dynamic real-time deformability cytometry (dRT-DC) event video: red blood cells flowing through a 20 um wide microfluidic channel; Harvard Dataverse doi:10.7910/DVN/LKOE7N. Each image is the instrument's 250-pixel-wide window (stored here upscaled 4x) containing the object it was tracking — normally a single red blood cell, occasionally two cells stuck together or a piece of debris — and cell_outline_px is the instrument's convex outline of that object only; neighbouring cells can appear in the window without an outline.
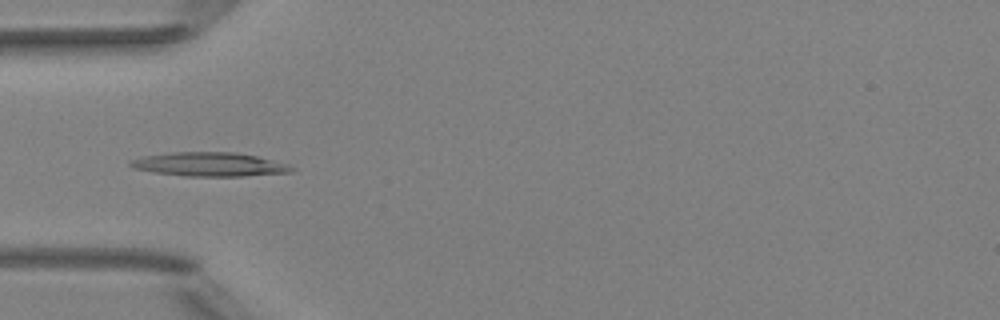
{"species": "Egyptian fruit bat (a non-hibernating species)", "species_latin": "Rousettus aegyptiacus", "temperature_condition": "room temperature", "stored_images_in_passage": 39, "camera_frame_rate_fps": 3000, "um_per_image_px": 0.085, "animal": {"sex": "female"}, "frame": {"image": 1, "passage_image": 4, "time_ms": 1.0, "image_size_px": [1000, 320], "cell_outline_px": [[296, 168], [292, 172], [244, 176], [184, 176], [156, 172], [132, 168], [128, 164], [128, 160], [144, 156], [172, 152], [236, 152], [256, 156], [288, 164]], "centroid_in_image_um": [17.8, 13.97], "position_along_channel_um": 67.2, "area_um2": 22.48}}
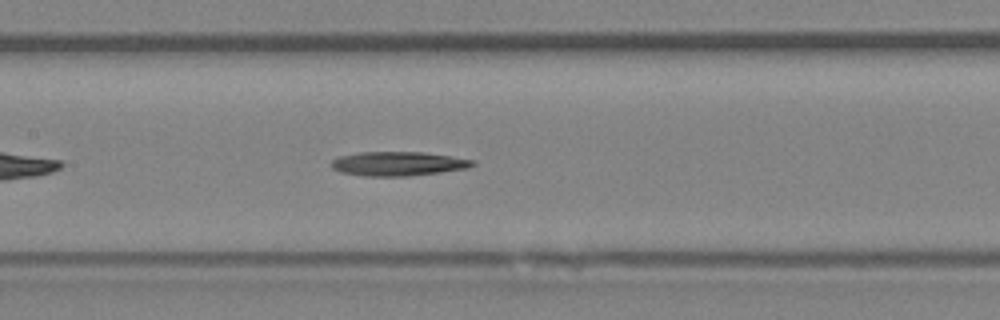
{"frame": {"image": 2, "passage_image": 12, "time_ms": 3.667, "image_size_px": [1000, 320], "cell_outline_px": [[476, 164], [468, 168], [440, 172], [408, 176], [364, 176], [340, 172], [332, 168], [332, 160], [340, 156], [360, 152], [424, 152], [472, 160]], "centroid_in_image_um": [33.81, 13.92], "position_along_channel_um": 173.6, "area_um2": 19.71}}
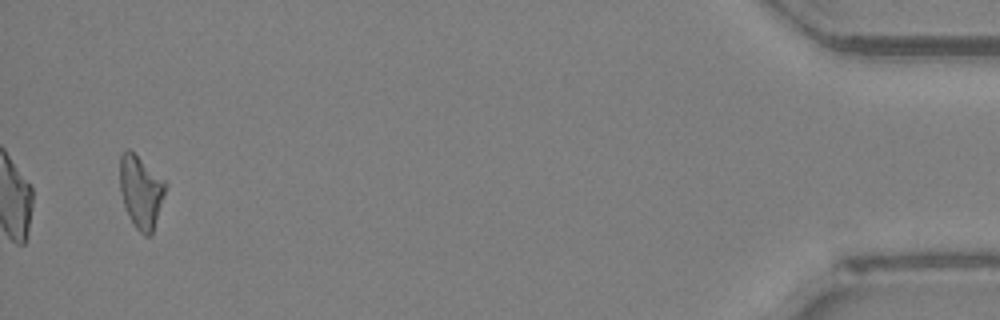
{"frame": {"image": 3, "passage_image": 37, "time_ms": 12.0, "image_size_px": [1000, 320], "cell_outline_px": [[168, 184], [152, 236], [144, 236], [136, 228], [128, 216], [120, 192], [120, 156], [124, 148], [128, 148], [168, 180]], "centroid_in_image_um": [12.01, 16.27], "position_along_channel_um": 423.2, "area_um2": 19.88}, "authors_computed_cell_mechanics": {"area_um2": 19.7098, "velocity_mm_per_s": 4.0224, "shape_relaxation_time_tau1_ms": 6.2066, "shape_relaxation_time_tau2_ms": null, "deformation_change_tau1": 0.2032, "deformation_change_tau2": null}}